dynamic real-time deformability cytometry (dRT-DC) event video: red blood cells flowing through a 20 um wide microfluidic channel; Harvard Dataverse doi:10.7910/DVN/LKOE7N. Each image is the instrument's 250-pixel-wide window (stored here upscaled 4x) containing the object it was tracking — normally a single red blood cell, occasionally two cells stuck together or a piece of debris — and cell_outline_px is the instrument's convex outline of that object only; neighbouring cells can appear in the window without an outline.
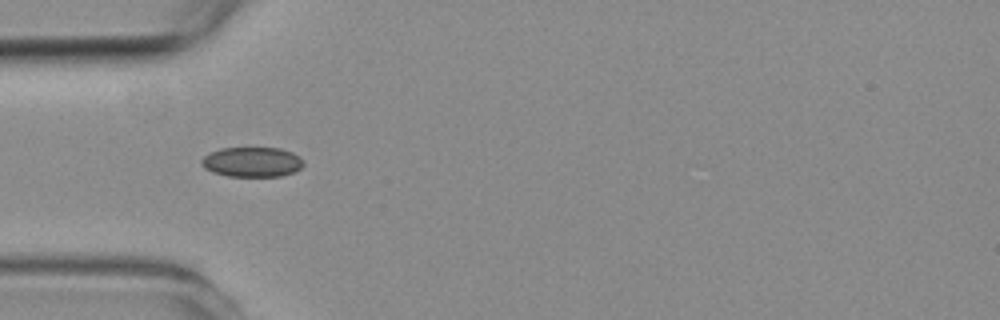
{"species": "common noctule bat (a hibernating species)", "species_latin": "Nyctalus noctula", "temperature_condition": "room temperature", "stored_images_in_passage": 6, "camera_frame_rate_fps": 3000, "um_per_image_px": 0.085, "animal": {"sex": "female", "body_mass_g": 19.3, "forearm_length_mm": 54.1}, "frame": {"image": 1, "passage_image": 4, "time_ms": 4.333, "image_size_px": [1000, 320], "cell_outline_px": [[304, 164], [300, 168], [292, 172], [280, 176], [228, 176], [212, 172], [204, 168], [200, 164], [200, 160], [204, 156], [220, 148], [280, 148], [292, 152], [300, 156], [304, 160]], "centroid_in_image_um": [21.42, 13.76], "position_along_channel_um": 63.6, "area_um2": 17.8}}
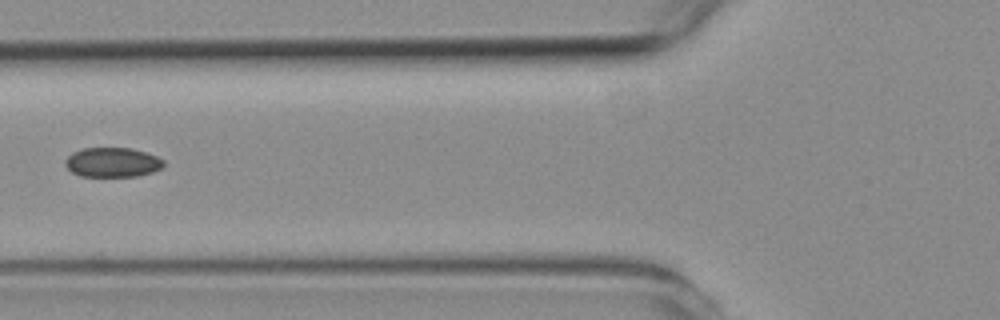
{"frame": {"image": 2, "passage_image": 5, "time_ms": 5.667, "image_size_px": [1000, 320], "cell_outline_px": [[164, 164], [160, 168], [152, 172], [136, 176], [80, 176], [72, 172], [64, 164], [64, 160], [72, 152], [84, 148], [132, 148], [156, 156], [164, 160]], "centroid_in_image_um": [9.53, 13.79], "position_along_channel_um": 116.3, "area_um2": 16.88}}
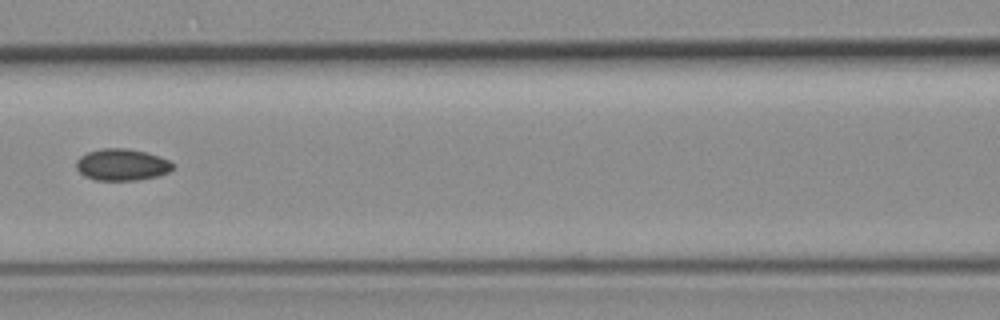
{"frame": {"image": 3, "passage_image": 6, "time_ms": 6.667, "image_size_px": [1000, 320], "cell_outline_px": [[176, 164], [168, 172], [156, 176], [136, 180], [96, 180], [84, 176], [76, 168], [76, 160], [80, 156], [88, 152], [100, 148], [128, 148], [160, 156]], "centroid_in_image_um": [10.35, 13.99], "position_along_channel_um": 156.3, "area_um2": 17.86}}